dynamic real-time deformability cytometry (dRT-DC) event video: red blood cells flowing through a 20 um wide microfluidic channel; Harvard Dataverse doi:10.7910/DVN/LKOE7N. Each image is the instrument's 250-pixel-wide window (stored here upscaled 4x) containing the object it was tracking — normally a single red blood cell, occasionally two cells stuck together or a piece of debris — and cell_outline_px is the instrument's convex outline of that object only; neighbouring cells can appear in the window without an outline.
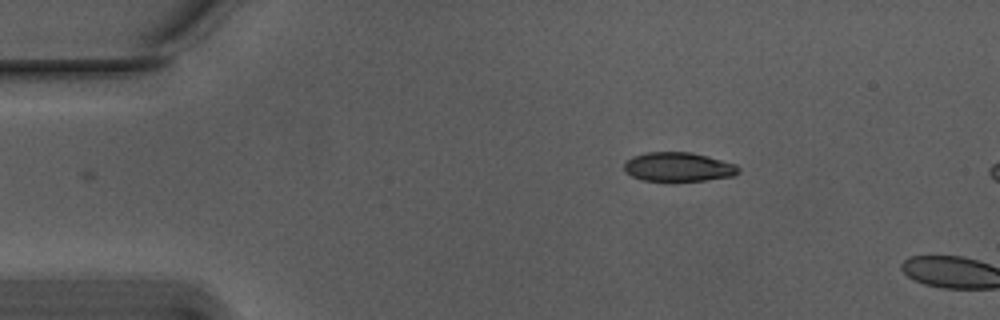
{"species": "Egyptian fruit bat (a non-hibernating species)", "species_latin": "Rousettus aegyptiacus", "temperature_condition": "warm", "stored_images_in_passage": 3, "camera_frame_rate_fps": 3000, "um_per_image_px": 0.085, "animal": {"sex": "male"}, "frame": {"image": 1, "passage_image": 1, "time_ms": 0.0, "image_size_px": [1000, 320], "cell_outline_px": [[740, 172], [732, 176], [704, 180], [644, 180], [632, 176], [624, 172], [624, 164], [632, 156], [648, 152], [688, 152], [736, 164], [740, 168]], "centroid_in_image_um": [57.64, 14.18], "position_along_channel_um": 27.4, "area_um2": 19.02}}